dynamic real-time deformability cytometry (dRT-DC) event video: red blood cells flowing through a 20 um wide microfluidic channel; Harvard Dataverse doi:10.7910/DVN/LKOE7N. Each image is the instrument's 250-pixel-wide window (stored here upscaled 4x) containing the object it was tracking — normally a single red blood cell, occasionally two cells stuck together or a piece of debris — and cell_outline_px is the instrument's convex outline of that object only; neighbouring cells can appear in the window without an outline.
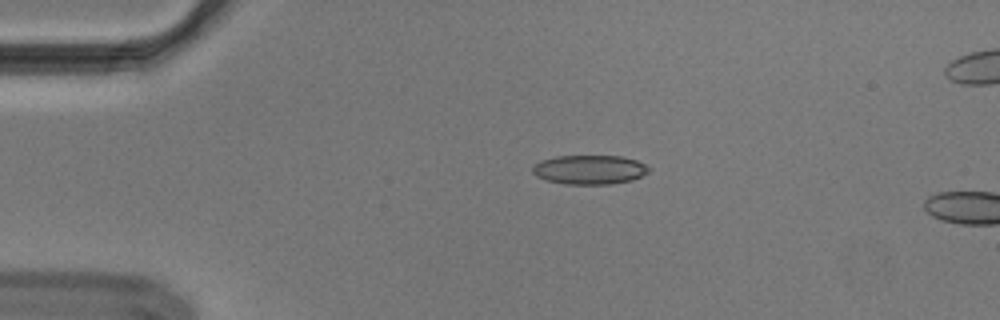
{"species": "Egyptian fruit bat (a non-hibernating species)", "species_latin": "Rousettus aegyptiacus", "temperature_condition": "cold", "stored_images_in_passage": 4, "camera_frame_rate_fps": 3000, "um_per_image_px": 0.085, "animal": {"sex": "male"}, "frame": {"image": 1, "passage_image": 1, "time_ms": 0.0, "image_size_px": [1000, 320], "cell_outline_px": [[652, 168], [648, 172], [632, 180], [612, 184], [564, 184], [548, 180], [536, 176], [532, 172], [532, 168], [540, 160], [556, 156], [620, 156], [636, 160]], "centroid_in_image_um": [50.11, 14.42], "position_along_channel_um": 34.9, "area_um2": 19.77}}